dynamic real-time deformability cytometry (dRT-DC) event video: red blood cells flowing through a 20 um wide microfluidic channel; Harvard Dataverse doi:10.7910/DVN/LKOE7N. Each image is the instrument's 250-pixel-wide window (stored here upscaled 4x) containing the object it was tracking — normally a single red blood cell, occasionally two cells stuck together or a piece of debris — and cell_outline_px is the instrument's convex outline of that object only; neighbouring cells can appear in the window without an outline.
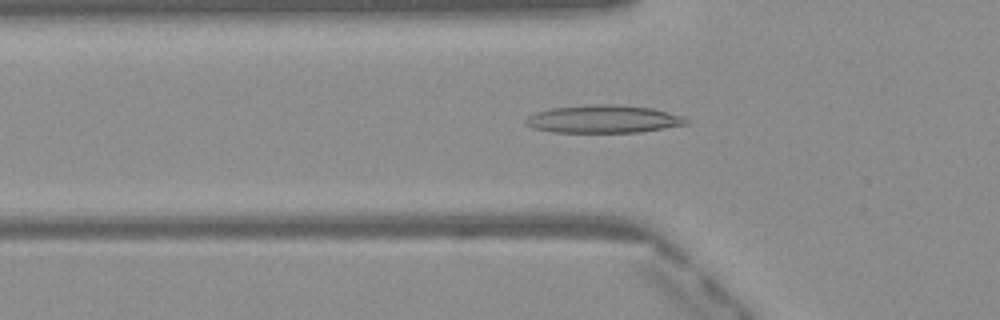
{"species": "Egyptian fruit bat (a non-hibernating species)", "species_latin": "Rousettus aegyptiacus", "temperature_condition": "warm", "stored_images_in_passage": 49, "camera_frame_rate_fps": 3000, "um_per_image_px": 0.085, "frame": {"image": 1, "passage_image": 16, "time_ms": 5.0, "image_size_px": [1000, 320], "cell_outline_px": [[688, 124], [640, 132], [552, 132], [532, 128], [524, 124], [524, 120], [528, 116], [536, 112], [548, 108], [592, 104], [612, 104], [652, 108], [684, 116], [688, 120]], "centroid_in_image_um": [51.25, 10.12], "position_along_channel_um": 74.5, "area_um2": 26.18}}
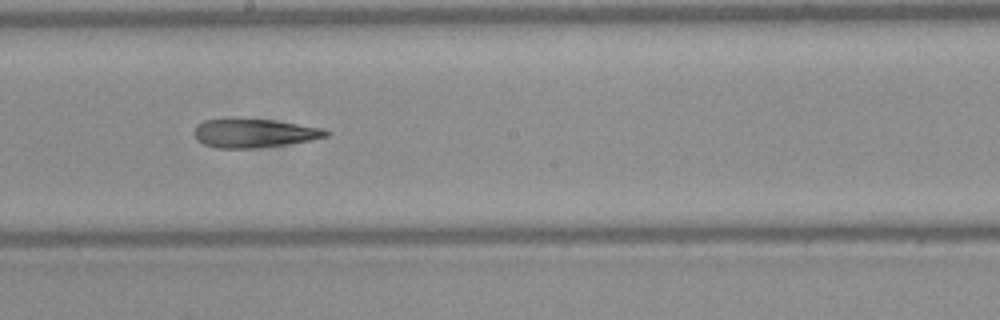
{"frame": {"image": 2, "passage_image": 27, "time_ms": 8.667, "image_size_px": [1000, 320], "cell_outline_px": [[332, 132], [328, 136], [312, 140], [284, 144], [252, 148], [216, 148], [204, 144], [196, 140], [196, 128], [204, 120], [228, 116], [272, 120], [324, 128]], "centroid_in_image_um": [21.6, 11.28], "position_along_channel_um": 226.6, "area_um2": 22.43}}
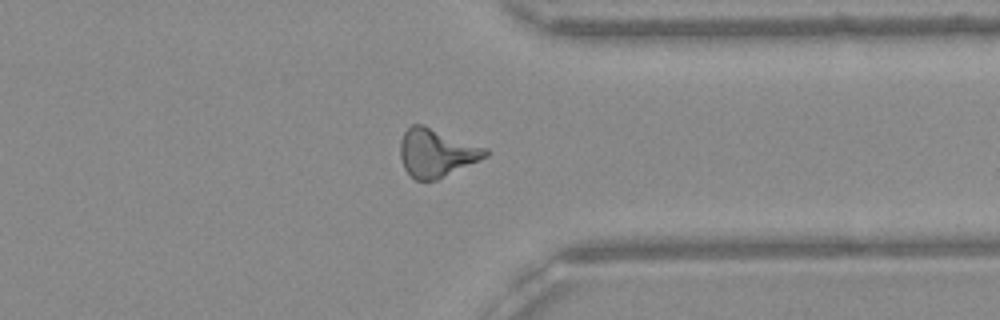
{"frame": {"image": 3, "passage_image": 38, "time_ms": 12.333, "image_size_px": [1000, 320], "cell_outline_px": [[488, 156], [480, 160], [436, 180], [416, 180], [404, 168], [400, 156], [400, 140], [404, 132], [412, 124], [424, 124], [488, 148]], "centroid_in_image_um": [37.1, 12.97], "position_along_channel_um": 374.3, "area_um2": 23.99}, "authors_computed_cell_mechanics": {"area_um2": 23.698, "velocity_mm_per_s": 4.1162, "shape_relaxation_time_tau1_ms": null, "shape_relaxation_time_tau2_ms": 6.7117, "deformation_change_tau1": null, "deformation_change_tau2": 0.2373}}